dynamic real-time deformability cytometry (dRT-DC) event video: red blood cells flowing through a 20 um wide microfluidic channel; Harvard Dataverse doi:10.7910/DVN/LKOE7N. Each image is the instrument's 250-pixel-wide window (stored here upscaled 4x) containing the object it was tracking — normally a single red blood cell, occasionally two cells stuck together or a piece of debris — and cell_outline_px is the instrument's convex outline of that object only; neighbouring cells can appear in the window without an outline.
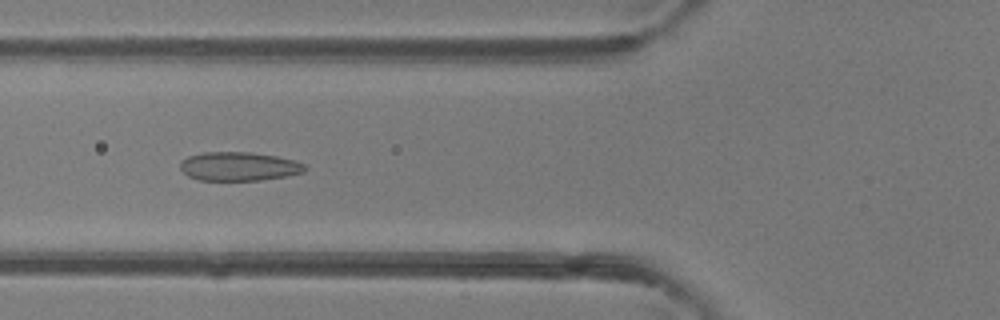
{"species": "common noctule bat (a hibernating species)", "species_latin": "Nyctalus noctula", "temperature_condition": "room temperature", "stored_images_in_passage": 46, "camera_frame_rate_fps": 3000, "um_per_image_px": 0.085, "animal": {"sex": "female"}, "frame": {"image": 1, "passage_image": 17, "time_ms": 5.333, "image_size_px": [1000, 320], "cell_outline_px": [[304, 172], [284, 176], [260, 180], [200, 180], [188, 176], [180, 168], [180, 160], [188, 156], [204, 152], [252, 152], [276, 156], [292, 160], [304, 164]], "centroid_in_image_um": [20.25, 14.13], "position_along_channel_um": 105.6, "area_um2": 20.75}}
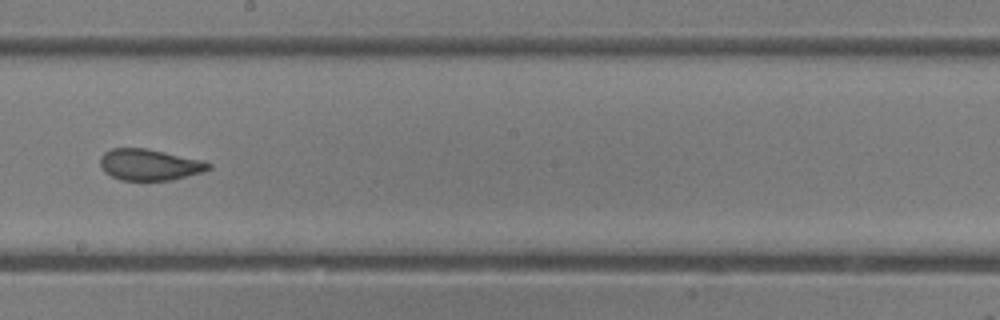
{"frame": {"image": 2, "passage_image": 26, "time_ms": 8.333, "image_size_px": [1000, 320], "cell_outline_px": [[212, 168], [204, 172], [172, 180], [120, 180], [104, 172], [100, 164], [100, 156], [104, 152], [112, 148], [144, 148], [204, 160], [212, 164]], "centroid_in_image_um": [12.73, 14.0], "position_along_channel_um": 235.5, "area_um2": 19.88}}
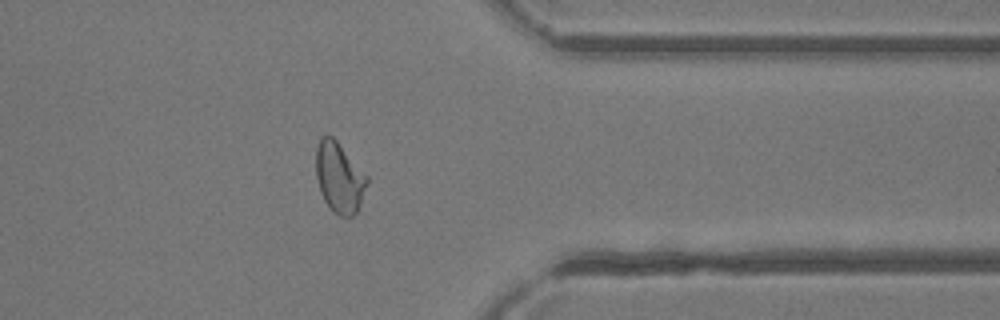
{"frame": {"image": 3, "passage_image": 37, "time_ms": 12.0, "image_size_px": [1000, 320], "cell_outline_px": [[368, 184], [360, 204], [356, 212], [352, 216], [340, 216], [332, 212], [324, 200], [320, 192], [316, 176], [316, 148], [320, 136], [332, 136], [336, 140], [368, 176]], "centroid_in_image_um": [28.83, 15.1], "position_along_channel_um": 382.6, "area_um2": 20.98}, "authors_computed_cell_mechanics": {"area_um2": 21.6172, "velocity_mm_per_s": 4.3235, "shape_relaxation_time_tau1_ms": null, "shape_relaxation_time_tau2_ms": 1.0365, "deformation_change_tau1": null, "deformation_change_tau2": 0.0604}}